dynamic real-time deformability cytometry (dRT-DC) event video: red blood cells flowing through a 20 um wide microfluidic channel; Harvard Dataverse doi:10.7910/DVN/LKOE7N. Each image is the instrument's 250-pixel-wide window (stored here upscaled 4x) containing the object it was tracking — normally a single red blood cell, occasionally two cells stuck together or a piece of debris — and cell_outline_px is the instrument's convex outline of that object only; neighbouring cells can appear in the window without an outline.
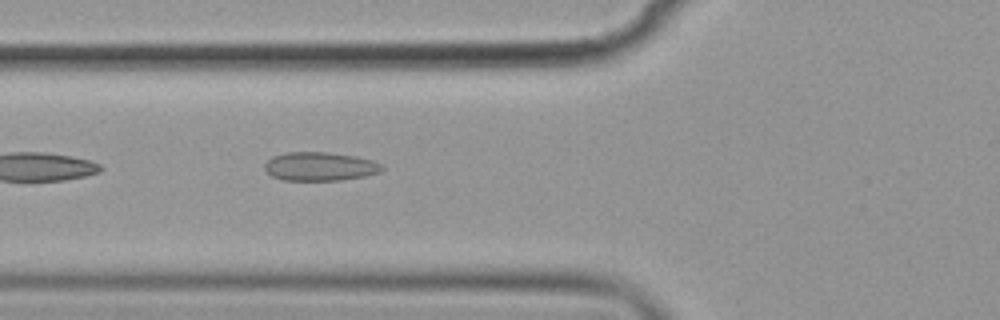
{"species": "common noctule bat (a hibernating species)", "species_latin": "Nyctalus noctula", "temperature_condition": "cold", "stored_images_in_passage": 40, "camera_frame_rate_fps": 3000, "um_per_image_px": 0.085, "animal": {"sex": "female", "body_mass_g": 19.9}, "frame": {"image": 1, "passage_image": 5, "time_ms": 1.333, "image_size_px": [1000, 320], "cell_outline_px": [[384, 168], [380, 172], [364, 176], [340, 180], [284, 180], [272, 176], [264, 168], [264, 164], [272, 156], [288, 152], [328, 152], [356, 156], [372, 160], [380, 164]], "centroid_in_image_um": [27.19, 14.14], "position_along_channel_um": 98.6, "area_um2": 19.54}}
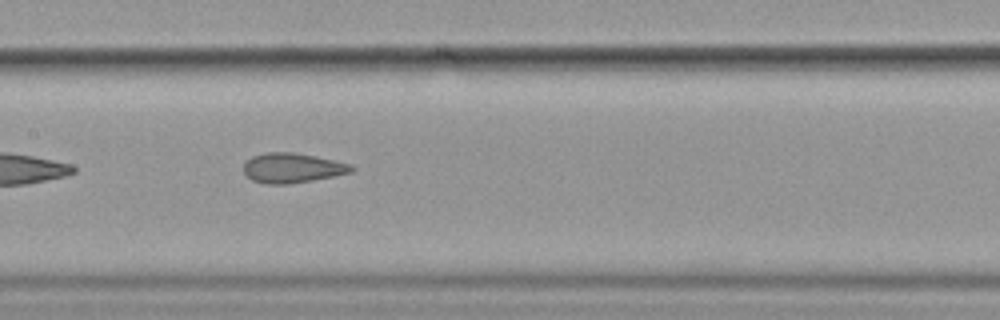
{"frame": {"image": 2, "passage_image": 12, "time_ms": 3.667, "image_size_px": [1000, 320], "cell_outline_px": [[356, 168], [352, 172], [312, 180], [288, 184], [264, 184], [252, 180], [244, 172], [244, 160], [252, 156], [268, 152], [296, 152], [352, 164]], "centroid_in_image_um": [24.83, 14.27], "position_along_channel_um": 182.6, "area_um2": 18.79}}
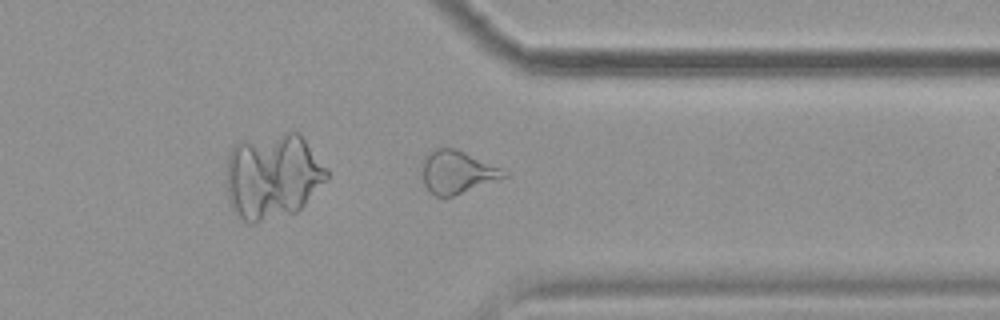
{"frame": {"image": 3, "passage_image": 28, "time_ms": 9.0, "image_size_px": [1000, 320], "cell_outline_px": [[508, 176], [452, 196], [436, 196], [428, 192], [424, 184], [424, 156], [428, 152], [436, 148], [456, 148], [500, 168], [508, 172]], "centroid_in_image_um": [38.85, 14.62], "position_along_channel_um": 372.6, "area_um2": 20.0}, "authors_computed_cell_mechanics": {"area_um2": 19.1029, "velocity_mm_per_s": 3.5782, "shape_relaxation_time_tau1_ms": null, "shape_relaxation_time_tau2_ms": 2.1496, "deformation_change_tau1": null, "deformation_change_tau2": 0.0979}}